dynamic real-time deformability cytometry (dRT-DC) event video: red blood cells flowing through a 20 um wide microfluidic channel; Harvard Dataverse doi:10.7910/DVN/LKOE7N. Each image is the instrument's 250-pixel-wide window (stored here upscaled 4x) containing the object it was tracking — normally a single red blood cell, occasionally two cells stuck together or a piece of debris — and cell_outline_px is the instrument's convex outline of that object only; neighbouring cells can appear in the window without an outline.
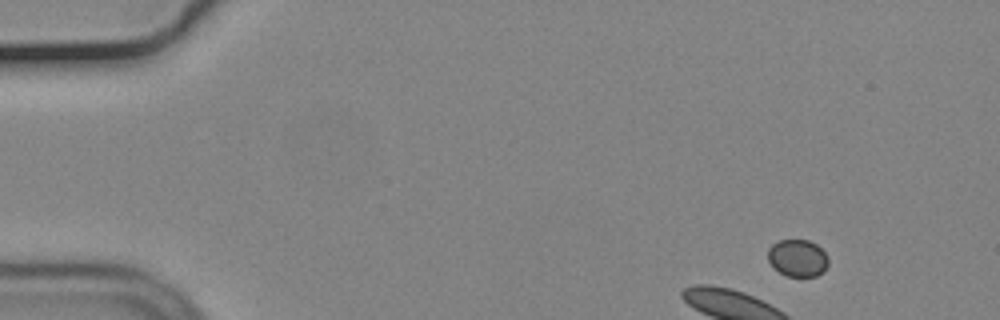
{"species": "common noctule bat (a hibernating species)", "species_latin": "Nyctalus noctula", "temperature_condition": "cold", "stored_images_in_passage": 17, "camera_frame_rate_fps": 3000, "um_per_image_px": 0.085, "animal": {"sex": "male", "body_mass_g": 19.2, "forearm_length_mm": 51.8}, "frame": {"image": 1, "passage_image": 6, "time_ms": 1.667, "image_size_px": [1000, 320], "cell_outline_px": [[828, 264], [824, 272], [816, 276], [788, 276], [772, 268], [768, 260], [768, 248], [772, 244], [780, 240], [808, 240], [816, 244], [828, 256]], "centroid_in_image_um": [67.79, 21.94], "position_along_channel_um": 17.2, "area_um2": 13.18}}